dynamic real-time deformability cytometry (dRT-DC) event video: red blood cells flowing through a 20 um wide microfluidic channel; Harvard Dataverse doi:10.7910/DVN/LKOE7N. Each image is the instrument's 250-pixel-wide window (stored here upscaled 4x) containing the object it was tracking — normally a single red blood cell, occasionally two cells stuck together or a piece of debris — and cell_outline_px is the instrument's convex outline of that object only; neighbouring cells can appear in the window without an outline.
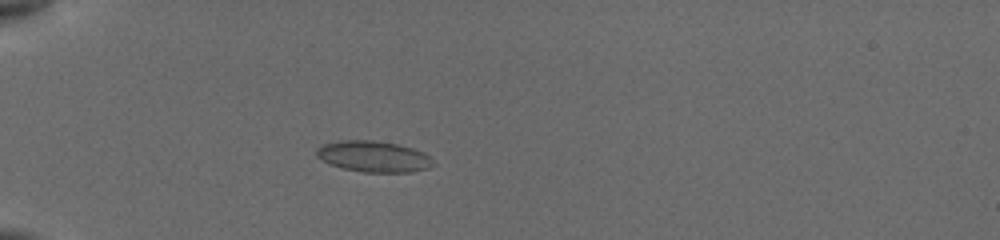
{"species": "common noctule bat (a hibernating species)", "species_latin": "Nyctalus noctula", "temperature_condition": "cold", "stored_images_in_passage": 41, "camera_frame_rate_fps": 3000, "um_per_image_px": 0.085, "animal": {"sex": "female", "body_mass_g": 19.5, "forearm_length_mm": 54.1}, "frame": {"image": 1, "passage_image": 14, "time_ms": 5.667, "image_size_px": [1000, 240], "cell_outline_px": [[436, 164], [428, 168], [408, 172], [364, 172], [344, 168], [328, 164], [316, 156], [316, 148], [324, 144], [340, 140], [372, 140], [396, 144], [412, 148], [424, 152]], "centroid_in_image_um": [31.73, 13.3], "position_along_channel_um": 53.3, "area_um2": 21.04}}
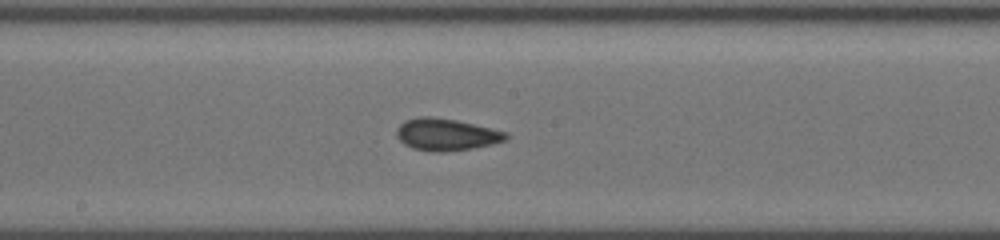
{"frame": {"image": 2, "passage_image": 24, "time_ms": 10.333, "image_size_px": [1000, 240], "cell_outline_px": [[508, 140], [492, 144], [472, 148], [444, 152], [432, 152], [412, 148], [404, 144], [396, 136], [396, 128], [404, 120], [420, 116], [428, 116], [456, 120], [492, 128], [508, 132]], "centroid_in_image_um": [37.92, 11.43], "position_along_channel_um": 210.3, "area_um2": 20.58}}
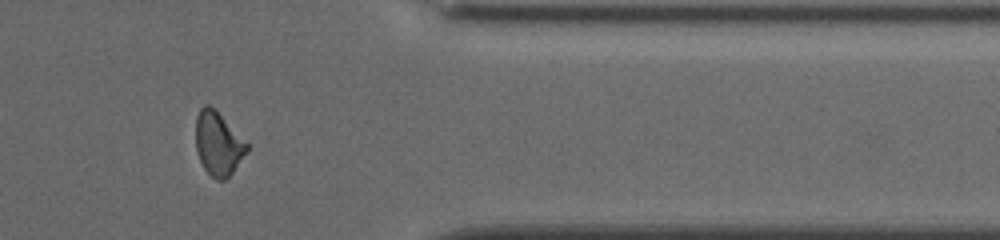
{"frame": {"image": 3, "passage_image": 35, "time_ms": 15.333, "image_size_px": [1000, 240], "cell_outline_px": [[248, 152], [232, 172], [224, 180], [216, 180], [204, 168], [200, 160], [196, 148], [196, 116], [200, 108], [204, 104], [208, 104], [216, 108], [248, 144]], "centroid_in_image_um": [18.54, 12.17], "position_along_channel_um": 392.9, "area_um2": 19.02}, "authors_computed_cell_mechanics": {"area_um2": 19.941, "velocity_mm_per_s": 3.8741, "shape_relaxation_time_tau1_ms": null, "shape_relaxation_time_tau2_ms": 3.4575, "deformation_change_tau1": null, "deformation_change_tau2": 0.0657}}